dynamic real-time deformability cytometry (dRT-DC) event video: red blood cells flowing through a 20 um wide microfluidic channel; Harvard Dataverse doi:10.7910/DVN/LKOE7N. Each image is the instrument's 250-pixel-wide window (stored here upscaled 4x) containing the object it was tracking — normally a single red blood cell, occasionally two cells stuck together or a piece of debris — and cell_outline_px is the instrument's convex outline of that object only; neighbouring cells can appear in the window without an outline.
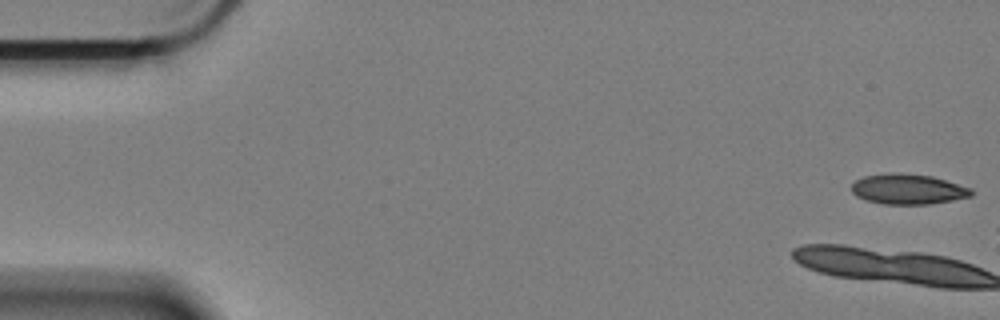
{"species": "Egyptian fruit bat (a non-hibernating species)", "species_latin": "Rousettus aegyptiacus", "temperature_condition": "cold", "stored_images_in_passage": 12, "camera_frame_rate_fps": 3000, "um_per_image_px": 0.085, "animal": {"sex": "female"}, "frame": {"image": 1, "passage_image": 1, "time_ms": 0.0, "image_size_px": [1000, 320], "cell_outline_px": [[972, 196], [952, 200], [928, 204], [884, 204], [868, 200], [856, 196], [852, 192], [852, 184], [856, 180], [864, 176], [888, 172], [896, 172], [932, 176], [972, 188]], "centroid_in_image_um": [77.17, 16.06], "position_along_channel_um": 7.8, "area_um2": 21.1}}